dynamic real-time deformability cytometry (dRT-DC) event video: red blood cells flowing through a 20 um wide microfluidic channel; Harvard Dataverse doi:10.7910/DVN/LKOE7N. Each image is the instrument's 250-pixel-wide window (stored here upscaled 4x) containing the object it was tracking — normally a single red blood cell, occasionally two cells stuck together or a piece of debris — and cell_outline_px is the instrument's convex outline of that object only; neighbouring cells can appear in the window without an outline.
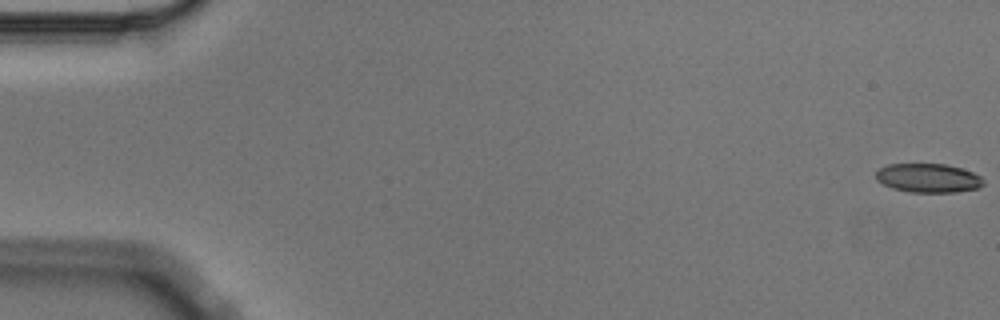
{"species": "Egyptian fruit bat (a non-hibernating species)", "species_latin": "Rousettus aegyptiacus", "temperature_condition": "cold", "stored_images_in_passage": 8, "camera_frame_rate_fps": 3000, "um_per_image_px": 0.085, "animal": {"sex": "male"}, "frame": {"image": 1, "passage_image": 1, "time_ms": 0.0, "image_size_px": [1000, 320], "cell_outline_px": [[984, 184], [980, 188], [956, 192], [912, 192], [892, 188], [876, 180], [876, 172], [880, 168], [888, 164], [944, 164], [960, 168], [972, 172], [980, 176], [984, 180]], "centroid_in_image_um": [78.91, 15.13], "position_along_channel_um": 6.1, "area_um2": 18.09}}
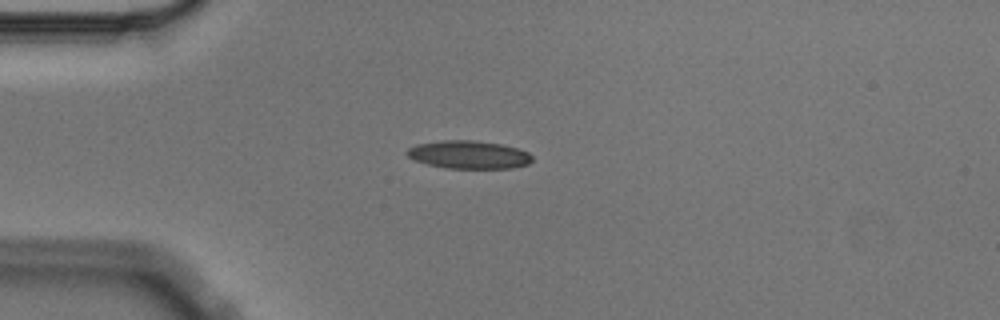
{"frame": {"image": 2, "passage_image": 5, "time_ms": 1.333, "image_size_px": [1000, 320], "cell_outline_px": [[532, 160], [528, 164], [512, 168], [448, 168], [428, 164], [416, 160], [408, 156], [404, 152], [408, 148], [416, 144], [444, 140], [476, 140], [500, 144], [516, 148], [528, 152], [532, 156]], "centroid_in_image_um": [39.84, 13.14], "position_along_channel_um": 45.2, "area_um2": 20.35}}
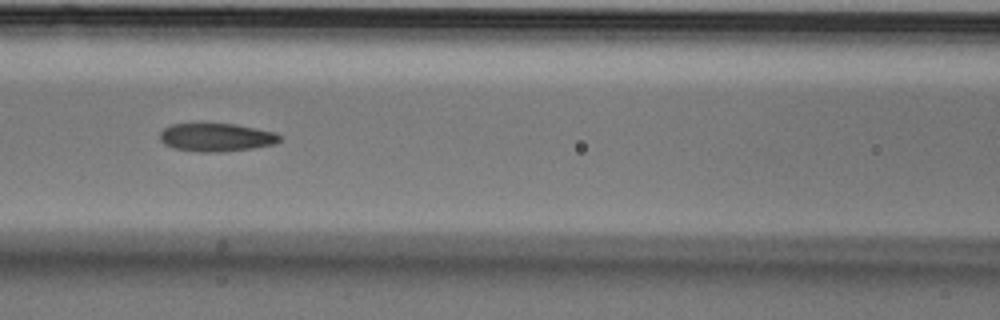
{"frame": {"image": 3, "passage_image": 8, "time_ms": 2.333, "image_size_px": [1000, 320], "cell_outline_px": [[280, 140], [272, 144], [252, 148], [220, 152], [200, 152], [172, 148], [164, 144], [160, 140], [160, 132], [164, 128], [172, 124], [200, 120], [236, 124], [276, 132], [280, 136]], "centroid_in_image_um": [18.31, 11.62], "position_along_channel_um": 148.3, "area_um2": 20.52}}